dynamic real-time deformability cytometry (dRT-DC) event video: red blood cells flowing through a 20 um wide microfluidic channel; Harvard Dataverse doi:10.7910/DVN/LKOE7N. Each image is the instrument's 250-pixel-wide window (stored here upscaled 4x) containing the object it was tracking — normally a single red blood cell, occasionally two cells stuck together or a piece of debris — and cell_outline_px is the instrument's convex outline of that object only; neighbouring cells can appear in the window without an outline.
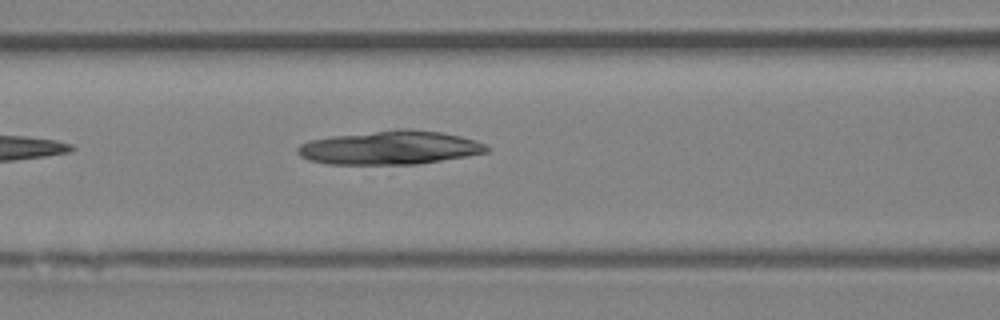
{"species": "Egyptian fruit bat (a non-hibernating species)", "species_latin": "Rousettus aegyptiacus", "temperature_condition": "room temperature", "stored_images_in_passage": 6, "camera_frame_rate_fps": 3000, "um_per_image_px": 0.085, "animal": {"sex": "female"}, "frame": {"image": 1, "passage_image": 6, "time_ms": 5.667, "image_size_px": [1000, 320], "cell_outline_px": [[492, 148], [488, 152], [468, 156], [416, 164], [328, 164], [308, 160], [300, 156], [296, 152], [296, 148], [300, 144], [308, 140], [328, 136], [396, 128], [408, 128], [440, 132], [460, 136], [476, 140], [488, 144]], "centroid_in_image_um": [33.14, 12.54], "position_along_channel_um": 133.5, "area_um2": 37.74}}